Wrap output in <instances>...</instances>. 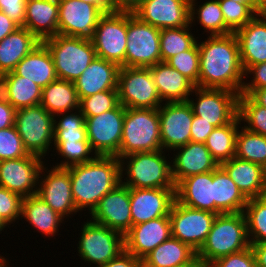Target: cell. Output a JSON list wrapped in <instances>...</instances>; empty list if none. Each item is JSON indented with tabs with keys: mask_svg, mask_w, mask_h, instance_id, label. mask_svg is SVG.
<instances>
[{
	"mask_svg": "<svg viewBox=\"0 0 266 267\" xmlns=\"http://www.w3.org/2000/svg\"><path fill=\"white\" fill-rule=\"evenodd\" d=\"M20 221L22 222H19V225L27 223L26 226L31 228L30 230H34L33 233H40L43 238H46L45 240L48 237L50 240L55 239V241L57 239L54 236L62 235L59 230L64 229L67 222L37 194L23 198Z\"/></svg>",
	"mask_w": 266,
	"mask_h": 267,
	"instance_id": "cell-24",
	"label": "cell"
},
{
	"mask_svg": "<svg viewBox=\"0 0 266 267\" xmlns=\"http://www.w3.org/2000/svg\"><path fill=\"white\" fill-rule=\"evenodd\" d=\"M250 245L255 254L257 267H266V242Z\"/></svg>",
	"mask_w": 266,
	"mask_h": 267,
	"instance_id": "cell-58",
	"label": "cell"
},
{
	"mask_svg": "<svg viewBox=\"0 0 266 267\" xmlns=\"http://www.w3.org/2000/svg\"><path fill=\"white\" fill-rule=\"evenodd\" d=\"M81 1L98 7L104 14L117 12L111 0H81Z\"/></svg>",
	"mask_w": 266,
	"mask_h": 267,
	"instance_id": "cell-59",
	"label": "cell"
},
{
	"mask_svg": "<svg viewBox=\"0 0 266 267\" xmlns=\"http://www.w3.org/2000/svg\"><path fill=\"white\" fill-rule=\"evenodd\" d=\"M49 49L57 78L75 82L96 58L89 38L57 34L42 41Z\"/></svg>",
	"mask_w": 266,
	"mask_h": 267,
	"instance_id": "cell-6",
	"label": "cell"
},
{
	"mask_svg": "<svg viewBox=\"0 0 266 267\" xmlns=\"http://www.w3.org/2000/svg\"><path fill=\"white\" fill-rule=\"evenodd\" d=\"M220 166L247 199L266 195V169L260 164L235 156Z\"/></svg>",
	"mask_w": 266,
	"mask_h": 267,
	"instance_id": "cell-27",
	"label": "cell"
},
{
	"mask_svg": "<svg viewBox=\"0 0 266 267\" xmlns=\"http://www.w3.org/2000/svg\"><path fill=\"white\" fill-rule=\"evenodd\" d=\"M176 188H130L132 226L169 216Z\"/></svg>",
	"mask_w": 266,
	"mask_h": 267,
	"instance_id": "cell-21",
	"label": "cell"
},
{
	"mask_svg": "<svg viewBox=\"0 0 266 267\" xmlns=\"http://www.w3.org/2000/svg\"><path fill=\"white\" fill-rule=\"evenodd\" d=\"M52 153L50 154L51 158L56 156L57 158H52L53 160L47 162L51 163L52 166L60 168H68L70 166L86 163L97 156L92 150L88 140H80L76 142H53ZM50 161H54L55 163Z\"/></svg>",
	"mask_w": 266,
	"mask_h": 267,
	"instance_id": "cell-39",
	"label": "cell"
},
{
	"mask_svg": "<svg viewBox=\"0 0 266 267\" xmlns=\"http://www.w3.org/2000/svg\"><path fill=\"white\" fill-rule=\"evenodd\" d=\"M55 212L62 216L67 222L82 215L75 206L72 196L71 179L69 168L52 166L47 161L41 169L37 193Z\"/></svg>",
	"mask_w": 266,
	"mask_h": 267,
	"instance_id": "cell-10",
	"label": "cell"
},
{
	"mask_svg": "<svg viewBox=\"0 0 266 267\" xmlns=\"http://www.w3.org/2000/svg\"><path fill=\"white\" fill-rule=\"evenodd\" d=\"M41 41L20 26L0 42V74L13 72L17 64Z\"/></svg>",
	"mask_w": 266,
	"mask_h": 267,
	"instance_id": "cell-32",
	"label": "cell"
},
{
	"mask_svg": "<svg viewBox=\"0 0 266 267\" xmlns=\"http://www.w3.org/2000/svg\"><path fill=\"white\" fill-rule=\"evenodd\" d=\"M166 154L162 149L121 157V183L129 188H176L172 178L171 154Z\"/></svg>",
	"mask_w": 266,
	"mask_h": 267,
	"instance_id": "cell-3",
	"label": "cell"
},
{
	"mask_svg": "<svg viewBox=\"0 0 266 267\" xmlns=\"http://www.w3.org/2000/svg\"><path fill=\"white\" fill-rule=\"evenodd\" d=\"M118 90H106L80 99L79 110L84 117L97 116L119 105Z\"/></svg>",
	"mask_w": 266,
	"mask_h": 267,
	"instance_id": "cell-46",
	"label": "cell"
},
{
	"mask_svg": "<svg viewBox=\"0 0 266 267\" xmlns=\"http://www.w3.org/2000/svg\"><path fill=\"white\" fill-rule=\"evenodd\" d=\"M16 109L8 102H0V130L15 125Z\"/></svg>",
	"mask_w": 266,
	"mask_h": 267,
	"instance_id": "cell-55",
	"label": "cell"
},
{
	"mask_svg": "<svg viewBox=\"0 0 266 267\" xmlns=\"http://www.w3.org/2000/svg\"><path fill=\"white\" fill-rule=\"evenodd\" d=\"M9 85V103L16 109L27 108L41 103L42 88L33 81L16 75L14 72L4 74Z\"/></svg>",
	"mask_w": 266,
	"mask_h": 267,
	"instance_id": "cell-40",
	"label": "cell"
},
{
	"mask_svg": "<svg viewBox=\"0 0 266 267\" xmlns=\"http://www.w3.org/2000/svg\"><path fill=\"white\" fill-rule=\"evenodd\" d=\"M98 267H142V263L134 255L124 250L116 258Z\"/></svg>",
	"mask_w": 266,
	"mask_h": 267,
	"instance_id": "cell-54",
	"label": "cell"
},
{
	"mask_svg": "<svg viewBox=\"0 0 266 267\" xmlns=\"http://www.w3.org/2000/svg\"><path fill=\"white\" fill-rule=\"evenodd\" d=\"M176 267H207L197 256H195L189 263Z\"/></svg>",
	"mask_w": 266,
	"mask_h": 267,
	"instance_id": "cell-62",
	"label": "cell"
},
{
	"mask_svg": "<svg viewBox=\"0 0 266 267\" xmlns=\"http://www.w3.org/2000/svg\"><path fill=\"white\" fill-rule=\"evenodd\" d=\"M172 178L177 186L183 179L214 171L219 164L204 143L188 142L170 153Z\"/></svg>",
	"mask_w": 266,
	"mask_h": 267,
	"instance_id": "cell-22",
	"label": "cell"
},
{
	"mask_svg": "<svg viewBox=\"0 0 266 267\" xmlns=\"http://www.w3.org/2000/svg\"><path fill=\"white\" fill-rule=\"evenodd\" d=\"M149 69L163 103L188 101L196 87L189 79L163 61L149 67Z\"/></svg>",
	"mask_w": 266,
	"mask_h": 267,
	"instance_id": "cell-29",
	"label": "cell"
},
{
	"mask_svg": "<svg viewBox=\"0 0 266 267\" xmlns=\"http://www.w3.org/2000/svg\"><path fill=\"white\" fill-rule=\"evenodd\" d=\"M235 156L260 164L266 169V137L240 125L236 136Z\"/></svg>",
	"mask_w": 266,
	"mask_h": 267,
	"instance_id": "cell-42",
	"label": "cell"
},
{
	"mask_svg": "<svg viewBox=\"0 0 266 267\" xmlns=\"http://www.w3.org/2000/svg\"><path fill=\"white\" fill-rule=\"evenodd\" d=\"M258 105L266 108V87L252 90L248 94Z\"/></svg>",
	"mask_w": 266,
	"mask_h": 267,
	"instance_id": "cell-60",
	"label": "cell"
},
{
	"mask_svg": "<svg viewBox=\"0 0 266 267\" xmlns=\"http://www.w3.org/2000/svg\"><path fill=\"white\" fill-rule=\"evenodd\" d=\"M225 25L234 33L244 27L257 14L246 4L235 1L219 0Z\"/></svg>",
	"mask_w": 266,
	"mask_h": 267,
	"instance_id": "cell-48",
	"label": "cell"
},
{
	"mask_svg": "<svg viewBox=\"0 0 266 267\" xmlns=\"http://www.w3.org/2000/svg\"><path fill=\"white\" fill-rule=\"evenodd\" d=\"M166 63L199 87L200 55L197 43L191 49L172 56Z\"/></svg>",
	"mask_w": 266,
	"mask_h": 267,
	"instance_id": "cell-45",
	"label": "cell"
},
{
	"mask_svg": "<svg viewBox=\"0 0 266 267\" xmlns=\"http://www.w3.org/2000/svg\"><path fill=\"white\" fill-rule=\"evenodd\" d=\"M193 32L195 33L190 23L184 27L161 29V61L166 62L172 56L191 49L197 43L199 38Z\"/></svg>",
	"mask_w": 266,
	"mask_h": 267,
	"instance_id": "cell-38",
	"label": "cell"
},
{
	"mask_svg": "<svg viewBox=\"0 0 266 267\" xmlns=\"http://www.w3.org/2000/svg\"><path fill=\"white\" fill-rule=\"evenodd\" d=\"M87 216L93 222L125 235L132 227L130 188L123 183L118 184Z\"/></svg>",
	"mask_w": 266,
	"mask_h": 267,
	"instance_id": "cell-18",
	"label": "cell"
},
{
	"mask_svg": "<svg viewBox=\"0 0 266 267\" xmlns=\"http://www.w3.org/2000/svg\"><path fill=\"white\" fill-rule=\"evenodd\" d=\"M0 102H9V85L7 77L3 74H0Z\"/></svg>",
	"mask_w": 266,
	"mask_h": 267,
	"instance_id": "cell-61",
	"label": "cell"
},
{
	"mask_svg": "<svg viewBox=\"0 0 266 267\" xmlns=\"http://www.w3.org/2000/svg\"><path fill=\"white\" fill-rule=\"evenodd\" d=\"M13 72L33 81L42 89L58 79L52 55L43 42L26 55Z\"/></svg>",
	"mask_w": 266,
	"mask_h": 267,
	"instance_id": "cell-31",
	"label": "cell"
},
{
	"mask_svg": "<svg viewBox=\"0 0 266 267\" xmlns=\"http://www.w3.org/2000/svg\"><path fill=\"white\" fill-rule=\"evenodd\" d=\"M244 215L250 244L266 242V195L248 199Z\"/></svg>",
	"mask_w": 266,
	"mask_h": 267,
	"instance_id": "cell-43",
	"label": "cell"
},
{
	"mask_svg": "<svg viewBox=\"0 0 266 267\" xmlns=\"http://www.w3.org/2000/svg\"><path fill=\"white\" fill-rule=\"evenodd\" d=\"M20 26L0 11V42Z\"/></svg>",
	"mask_w": 266,
	"mask_h": 267,
	"instance_id": "cell-56",
	"label": "cell"
},
{
	"mask_svg": "<svg viewBox=\"0 0 266 267\" xmlns=\"http://www.w3.org/2000/svg\"><path fill=\"white\" fill-rule=\"evenodd\" d=\"M58 0H26L24 25L41 42L58 34Z\"/></svg>",
	"mask_w": 266,
	"mask_h": 267,
	"instance_id": "cell-30",
	"label": "cell"
},
{
	"mask_svg": "<svg viewBox=\"0 0 266 267\" xmlns=\"http://www.w3.org/2000/svg\"><path fill=\"white\" fill-rule=\"evenodd\" d=\"M58 34L91 38L104 13L81 0H58Z\"/></svg>",
	"mask_w": 266,
	"mask_h": 267,
	"instance_id": "cell-19",
	"label": "cell"
},
{
	"mask_svg": "<svg viewBox=\"0 0 266 267\" xmlns=\"http://www.w3.org/2000/svg\"><path fill=\"white\" fill-rule=\"evenodd\" d=\"M238 96V93L227 89L195 87L188 102L194 115L220 127L230 123L238 115Z\"/></svg>",
	"mask_w": 266,
	"mask_h": 267,
	"instance_id": "cell-13",
	"label": "cell"
},
{
	"mask_svg": "<svg viewBox=\"0 0 266 267\" xmlns=\"http://www.w3.org/2000/svg\"><path fill=\"white\" fill-rule=\"evenodd\" d=\"M22 200L20 195L0 187V224L6 230L20 227Z\"/></svg>",
	"mask_w": 266,
	"mask_h": 267,
	"instance_id": "cell-47",
	"label": "cell"
},
{
	"mask_svg": "<svg viewBox=\"0 0 266 267\" xmlns=\"http://www.w3.org/2000/svg\"><path fill=\"white\" fill-rule=\"evenodd\" d=\"M2 254H4V252L0 254V267H15L14 264H12L13 266L11 265V259L7 258L10 254L8 253V256L4 254L6 257Z\"/></svg>",
	"mask_w": 266,
	"mask_h": 267,
	"instance_id": "cell-64",
	"label": "cell"
},
{
	"mask_svg": "<svg viewBox=\"0 0 266 267\" xmlns=\"http://www.w3.org/2000/svg\"><path fill=\"white\" fill-rule=\"evenodd\" d=\"M263 87H266V62L250 66L244 72V82L240 95H248L252 90Z\"/></svg>",
	"mask_w": 266,
	"mask_h": 267,
	"instance_id": "cell-51",
	"label": "cell"
},
{
	"mask_svg": "<svg viewBox=\"0 0 266 267\" xmlns=\"http://www.w3.org/2000/svg\"><path fill=\"white\" fill-rule=\"evenodd\" d=\"M161 62L160 29L127 12L125 67L149 68Z\"/></svg>",
	"mask_w": 266,
	"mask_h": 267,
	"instance_id": "cell-9",
	"label": "cell"
},
{
	"mask_svg": "<svg viewBox=\"0 0 266 267\" xmlns=\"http://www.w3.org/2000/svg\"><path fill=\"white\" fill-rule=\"evenodd\" d=\"M68 168L73 200L84 217L94 210L105 194L121 183L120 160L116 156L97 155L91 161Z\"/></svg>",
	"mask_w": 266,
	"mask_h": 267,
	"instance_id": "cell-2",
	"label": "cell"
},
{
	"mask_svg": "<svg viewBox=\"0 0 266 267\" xmlns=\"http://www.w3.org/2000/svg\"><path fill=\"white\" fill-rule=\"evenodd\" d=\"M15 125L0 130V161L28 156Z\"/></svg>",
	"mask_w": 266,
	"mask_h": 267,
	"instance_id": "cell-49",
	"label": "cell"
},
{
	"mask_svg": "<svg viewBox=\"0 0 266 267\" xmlns=\"http://www.w3.org/2000/svg\"><path fill=\"white\" fill-rule=\"evenodd\" d=\"M238 116L243 127L266 137V108L258 105L249 95L238 96Z\"/></svg>",
	"mask_w": 266,
	"mask_h": 267,
	"instance_id": "cell-44",
	"label": "cell"
},
{
	"mask_svg": "<svg viewBox=\"0 0 266 267\" xmlns=\"http://www.w3.org/2000/svg\"><path fill=\"white\" fill-rule=\"evenodd\" d=\"M79 102L74 82L57 79L42 89L40 105L53 116L79 109Z\"/></svg>",
	"mask_w": 266,
	"mask_h": 267,
	"instance_id": "cell-36",
	"label": "cell"
},
{
	"mask_svg": "<svg viewBox=\"0 0 266 267\" xmlns=\"http://www.w3.org/2000/svg\"><path fill=\"white\" fill-rule=\"evenodd\" d=\"M190 0L189 23L195 30L196 24L203 28L202 35H228L233 33L226 25L219 0ZM200 3V4H199ZM195 25V26H194Z\"/></svg>",
	"mask_w": 266,
	"mask_h": 267,
	"instance_id": "cell-34",
	"label": "cell"
},
{
	"mask_svg": "<svg viewBox=\"0 0 266 267\" xmlns=\"http://www.w3.org/2000/svg\"><path fill=\"white\" fill-rule=\"evenodd\" d=\"M175 198L189 208L215 213L213 171L183 179L176 186Z\"/></svg>",
	"mask_w": 266,
	"mask_h": 267,
	"instance_id": "cell-28",
	"label": "cell"
},
{
	"mask_svg": "<svg viewBox=\"0 0 266 267\" xmlns=\"http://www.w3.org/2000/svg\"><path fill=\"white\" fill-rule=\"evenodd\" d=\"M217 214L189 208L174 200L169 219L171 236L187 244L196 253L205 242Z\"/></svg>",
	"mask_w": 266,
	"mask_h": 267,
	"instance_id": "cell-15",
	"label": "cell"
},
{
	"mask_svg": "<svg viewBox=\"0 0 266 267\" xmlns=\"http://www.w3.org/2000/svg\"><path fill=\"white\" fill-rule=\"evenodd\" d=\"M215 214L244 212L248 199L219 165L213 171Z\"/></svg>",
	"mask_w": 266,
	"mask_h": 267,
	"instance_id": "cell-33",
	"label": "cell"
},
{
	"mask_svg": "<svg viewBox=\"0 0 266 267\" xmlns=\"http://www.w3.org/2000/svg\"><path fill=\"white\" fill-rule=\"evenodd\" d=\"M162 149L171 153L191 141L193 110L188 101L164 102L159 108Z\"/></svg>",
	"mask_w": 266,
	"mask_h": 267,
	"instance_id": "cell-16",
	"label": "cell"
},
{
	"mask_svg": "<svg viewBox=\"0 0 266 267\" xmlns=\"http://www.w3.org/2000/svg\"><path fill=\"white\" fill-rule=\"evenodd\" d=\"M0 11L19 26H23L26 15V0H0Z\"/></svg>",
	"mask_w": 266,
	"mask_h": 267,
	"instance_id": "cell-52",
	"label": "cell"
},
{
	"mask_svg": "<svg viewBox=\"0 0 266 267\" xmlns=\"http://www.w3.org/2000/svg\"><path fill=\"white\" fill-rule=\"evenodd\" d=\"M117 11L134 12L144 0H111Z\"/></svg>",
	"mask_w": 266,
	"mask_h": 267,
	"instance_id": "cell-57",
	"label": "cell"
},
{
	"mask_svg": "<svg viewBox=\"0 0 266 267\" xmlns=\"http://www.w3.org/2000/svg\"><path fill=\"white\" fill-rule=\"evenodd\" d=\"M133 14L160 30L184 27L189 24L190 0H144Z\"/></svg>",
	"mask_w": 266,
	"mask_h": 267,
	"instance_id": "cell-20",
	"label": "cell"
},
{
	"mask_svg": "<svg viewBox=\"0 0 266 267\" xmlns=\"http://www.w3.org/2000/svg\"><path fill=\"white\" fill-rule=\"evenodd\" d=\"M125 110L119 104L97 116L85 117L87 139L96 155L116 156L119 159Z\"/></svg>",
	"mask_w": 266,
	"mask_h": 267,
	"instance_id": "cell-14",
	"label": "cell"
},
{
	"mask_svg": "<svg viewBox=\"0 0 266 267\" xmlns=\"http://www.w3.org/2000/svg\"><path fill=\"white\" fill-rule=\"evenodd\" d=\"M196 252L187 244L170 237L162 242L142 260V267H176L189 263Z\"/></svg>",
	"mask_w": 266,
	"mask_h": 267,
	"instance_id": "cell-35",
	"label": "cell"
},
{
	"mask_svg": "<svg viewBox=\"0 0 266 267\" xmlns=\"http://www.w3.org/2000/svg\"><path fill=\"white\" fill-rule=\"evenodd\" d=\"M248 5L256 13V0H229Z\"/></svg>",
	"mask_w": 266,
	"mask_h": 267,
	"instance_id": "cell-65",
	"label": "cell"
},
{
	"mask_svg": "<svg viewBox=\"0 0 266 267\" xmlns=\"http://www.w3.org/2000/svg\"><path fill=\"white\" fill-rule=\"evenodd\" d=\"M4 230H5V231H4ZM2 232H3V234H2ZM4 233L7 234V236H8V234L11 233V232H8V233H7V230L0 224V234H2L3 236H5Z\"/></svg>",
	"mask_w": 266,
	"mask_h": 267,
	"instance_id": "cell-66",
	"label": "cell"
},
{
	"mask_svg": "<svg viewBox=\"0 0 266 267\" xmlns=\"http://www.w3.org/2000/svg\"><path fill=\"white\" fill-rule=\"evenodd\" d=\"M171 237L169 216L133 225L124 235L125 250L140 261Z\"/></svg>",
	"mask_w": 266,
	"mask_h": 267,
	"instance_id": "cell-23",
	"label": "cell"
},
{
	"mask_svg": "<svg viewBox=\"0 0 266 267\" xmlns=\"http://www.w3.org/2000/svg\"><path fill=\"white\" fill-rule=\"evenodd\" d=\"M96 57L125 67L127 47V12L105 13L90 38Z\"/></svg>",
	"mask_w": 266,
	"mask_h": 267,
	"instance_id": "cell-12",
	"label": "cell"
},
{
	"mask_svg": "<svg viewBox=\"0 0 266 267\" xmlns=\"http://www.w3.org/2000/svg\"><path fill=\"white\" fill-rule=\"evenodd\" d=\"M250 246L244 212L223 213L215 217L196 256L208 267L217 259L241 252Z\"/></svg>",
	"mask_w": 266,
	"mask_h": 267,
	"instance_id": "cell-4",
	"label": "cell"
},
{
	"mask_svg": "<svg viewBox=\"0 0 266 267\" xmlns=\"http://www.w3.org/2000/svg\"><path fill=\"white\" fill-rule=\"evenodd\" d=\"M214 128L215 126L210 122L201 120V117L194 115L191 124V142L205 143L206 139Z\"/></svg>",
	"mask_w": 266,
	"mask_h": 267,
	"instance_id": "cell-53",
	"label": "cell"
},
{
	"mask_svg": "<svg viewBox=\"0 0 266 267\" xmlns=\"http://www.w3.org/2000/svg\"><path fill=\"white\" fill-rule=\"evenodd\" d=\"M54 116L43 106L35 105L16 110L15 127L29 154L50 159L54 142ZM47 156V157H46Z\"/></svg>",
	"mask_w": 266,
	"mask_h": 267,
	"instance_id": "cell-8",
	"label": "cell"
},
{
	"mask_svg": "<svg viewBox=\"0 0 266 267\" xmlns=\"http://www.w3.org/2000/svg\"><path fill=\"white\" fill-rule=\"evenodd\" d=\"M86 221L81 222V226H74L73 228H80L78 232V243H76V255L79 256L81 264L88 263V267H98L108 263L110 260L116 258L121 252L125 250L124 235L116 230L110 229L104 225L98 224L90 220L87 216L84 217ZM76 227V228H75ZM91 264L93 266H91Z\"/></svg>",
	"mask_w": 266,
	"mask_h": 267,
	"instance_id": "cell-5",
	"label": "cell"
},
{
	"mask_svg": "<svg viewBox=\"0 0 266 267\" xmlns=\"http://www.w3.org/2000/svg\"><path fill=\"white\" fill-rule=\"evenodd\" d=\"M157 150H162L158 109L126 108L119 159Z\"/></svg>",
	"mask_w": 266,
	"mask_h": 267,
	"instance_id": "cell-7",
	"label": "cell"
},
{
	"mask_svg": "<svg viewBox=\"0 0 266 267\" xmlns=\"http://www.w3.org/2000/svg\"><path fill=\"white\" fill-rule=\"evenodd\" d=\"M54 142L88 140L85 117L79 109L54 116Z\"/></svg>",
	"mask_w": 266,
	"mask_h": 267,
	"instance_id": "cell-41",
	"label": "cell"
},
{
	"mask_svg": "<svg viewBox=\"0 0 266 267\" xmlns=\"http://www.w3.org/2000/svg\"><path fill=\"white\" fill-rule=\"evenodd\" d=\"M120 66L96 57L74 82L79 100L106 90H118Z\"/></svg>",
	"mask_w": 266,
	"mask_h": 267,
	"instance_id": "cell-26",
	"label": "cell"
},
{
	"mask_svg": "<svg viewBox=\"0 0 266 267\" xmlns=\"http://www.w3.org/2000/svg\"><path fill=\"white\" fill-rule=\"evenodd\" d=\"M256 14L266 15V0H256Z\"/></svg>",
	"mask_w": 266,
	"mask_h": 267,
	"instance_id": "cell-63",
	"label": "cell"
},
{
	"mask_svg": "<svg viewBox=\"0 0 266 267\" xmlns=\"http://www.w3.org/2000/svg\"><path fill=\"white\" fill-rule=\"evenodd\" d=\"M208 267H257V264L255 254L250 246L241 252L219 258Z\"/></svg>",
	"mask_w": 266,
	"mask_h": 267,
	"instance_id": "cell-50",
	"label": "cell"
},
{
	"mask_svg": "<svg viewBox=\"0 0 266 267\" xmlns=\"http://www.w3.org/2000/svg\"><path fill=\"white\" fill-rule=\"evenodd\" d=\"M46 161L33 154L0 161V187L16 193L22 198L35 195L40 172Z\"/></svg>",
	"mask_w": 266,
	"mask_h": 267,
	"instance_id": "cell-17",
	"label": "cell"
},
{
	"mask_svg": "<svg viewBox=\"0 0 266 267\" xmlns=\"http://www.w3.org/2000/svg\"><path fill=\"white\" fill-rule=\"evenodd\" d=\"M117 89L125 108L158 109L163 104L149 68L120 67Z\"/></svg>",
	"mask_w": 266,
	"mask_h": 267,
	"instance_id": "cell-11",
	"label": "cell"
},
{
	"mask_svg": "<svg viewBox=\"0 0 266 267\" xmlns=\"http://www.w3.org/2000/svg\"><path fill=\"white\" fill-rule=\"evenodd\" d=\"M240 125L241 120L237 115L230 123L215 127L206 139L204 144L219 165L235 157L236 136Z\"/></svg>",
	"mask_w": 266,
	"mask_h": 267,
	"instance_id": "cell-37",
	"label": "cell"
},
{
	"mask_svg": "<svg viewBox=\"0 0 266 267\" xmlns=\"http://www.w3.org/2000/svg\"><path fill=\"white\" fill-rule=\"evenodd\" d=\"M197 35L200 55L199 87L227 89L240 95L244 70L236 35L206 36L205 40H202L201 34Z\"/></svg>",
	"mask_w": 266,
	"mask_h": 267,
	"instance_id": "cell-1",
	"label": "cell"
},
{
	"mask_svg": "<svg viewBox=\"0 0 266 267\" xmlns=\"http://www.w3.org/2000/svg\"><path fill=\"white\" fill-rule=\"evenodd\" d=\"M234 34L244 72L250 66L266 62V15H256Z\"/></svg>",
	"mask_w": 266,
	"mask_h": 267,
	"instance_id": "cell-25",
	"label": "cell"
}]
</instances>
